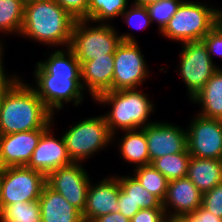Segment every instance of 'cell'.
<instances>
[{"mask_svg": "<svg viewBox=\"0 0 222 222\" xmlns=\"http://www.w3.org/2000/svg\"><path fill=\"white\" fill-rule=\"evenodd\" d=\"M35 68L33 88L53 114L63 109L64 103L72 101L78 106L83 101L81 64L68 47L51 52L49 58L38 62Z\"/></svg>", "mask_w": 222, "mask_h": 222, "instance_id": "1", "label": "cell"}, {"mask_svg": "<svg viewBox=\"0 0 222 222\" xmlns=\"http://www.w3.org/2000/svg\"><path fill=\"white\" fill-rule=\"evenodd\" d=\"M18 78L4 94L0 105V135L46 130L53 114L33 86Z\"/></svg>", "mask_w": 222, "mask_h": 222, "instance_id": "2", "label": "cell"}, {"mask_svg": "<svg viewBox=\"0 0 222 222\" xmlns=\"http://www.w3.org/2000/svg\"><path fill=\"white\" fill-rule=\"evenodd\" d=\"M75 21L55 0L30 1L24 4L20 36L44 45L67 48Z\"/></svg>", "mask_w": 222, "mask_h": 222, "instance_id": "3", "label": "cell"}, {"mask_svg": "<svg viewBox=\"0 0 222 222\" xmlns=\"http://www.w3.org/2000/svg\"><path fill=\"white\" fill-rule=\"evenodd\" d=\"M139 90L106 91L95 99L98 104L112 106L111 111L104 117L110 132L113 134V139L119 129L122 131L138 130L152 123L148 118L153 112L154 104L146 94L142 93V89Z\"/></svg>", "mask_w": 222, "mask_h": 222, "instance_id": "4", "label": "cell"}, {"mask_svg": "<svg viewBox=\"0 0 222 222\" xmlns=\"http://www.w3.org/2000/svg\"><path fill=\"white\" fill-rule=\"evenodd\" d=\"M121 41L137 42L135 36L130 33L118 34L117 29L109 23L91 26L90 20L79 19L74 23L68 48L82 64L96 57L114 54Z\"/></svg>", "mask_w": 222, "mask_h": 222, "instance_id": "5", "label": "cell"}, {"mask_svg": "<svg viewBox=\"0 0 222 222\" xmlns=\"http://www.w3.org/2000/svg\"><path fill=\"white\" fill-rule=\"evenodd\" d=\"M207 5L198 1H182L160 34L181 43L202 41L204 36L222 20V9Z\"/></svg>", "mask_w": 222, "mask_h": 222, "instance_id": "6", "label": "cell"}, {"mask_svg": "<svg viewBox=\"0 0 222 222\" xmlns=\"http://www.w3.org/2000/svg\"><path fill=\"white\" fill-rule=\"evenodd\" d=\"M72 162L82 163L113 141L104 115L85 118L62 135Z\"/></svg>", "mask_w": 222, "mask_h": 222, "instance_id": "7", "label": "cell"}, {"mask_svg": "<svg viewBox=\"0 0 222 222\" xmlns=\"http://www.w3.org/2000/svg\"><path fill=\"white\" fill-rule=\"evenodd\" d=\"M46 185V176L26 166L8 167L0 176V210L18 201L38 200Z\"/></svg>", "mask_w": 222, "mask_h": 222, "instance_id": "8", "label": "cell"}, {"mask_svg": "<svg viewBox=\"0 0 222 222\" xmlns=\"http://www.w3.org/2000/svg\"><path fill=\"white\" fill-rule=\"evenodd\" d=\"M181 45L180 65L177 66L191 100L220 66L214 64L203 41L184 42Z\"/></svg>", "mask_w": 222, "mask_h": 222, "instance_id": "9", "label": "cell"}, {"mask_svg": "<svg viewBox=\"0 0 222 222\" xmlns=\"http://www.w3.org/2000/svg\"><path fill=\"white\" fill-rule=\"evenodd\" d=\"M149 73L138 42L121 41L114 53L112 91L137 89L148 78Z\"/></svg>", "mask_w": 222, "mask_h": 222, "instance_id": "10", "label": "cell"}, {"mask_svg": "<svg viewBox=\"0 0 222 222\" xmlns=\"http://www.w3.org/2000/svg\"><path fill=\"white\" fill-rule=\"evenodd\" d=\"M191 156L222 160V120L197 114L186 129Z\"/></svg>", "mask_w": 222, "mask_h": 222, "instance_id": "11", "label": "cell"}, {"mask_svg": "<svg viewBox=\"0 0 222 222\" xmlns=\"http://www.w3.org/2000/svg\"><path fill=\"white\" fill-rule=\"evenodd\" d=\"M89 175L82 163H72L55 169L46 176V185L61 194L72 206L83 213L86 205Z\"/></svg>", "mask_w": 222, "mask_h": 222, "instance_id": "12", "label": "cell"}, {"mask_svg": "<svg viewBox=\"0 0 222 222\" xmlns=\"http://www.w3.org/2000/svg\"><path fill=\"white\" fill-rule=\"evenodd\" d=\"M145 132L149 164L155 159L184 152L187 149L186 129L167 122H152L142 128Z\"/></svg>", "mask_w": 222, "mask_h": 222, "instance_id": "13", "label": "cell"}, {"mask_svg": "<svg viewBox=\"0 0 222 222\" xmlns=\"http://www.w3.org/2000/svg\"><path fill=\"white\" fill-rule=\"evenodd\" d=\"M52 125L41 135L26 167L39 171L47 176L55 169L72 164L63 137L56 139L52 134Z\"/></svg>", "mask_w": 222, "mask_h": 222, "instance_id": "14", "label": "cell"}, {"mask_svg": "<svg viewBox=\"0 0 222 222\" xmlns=\"http://www.w3.org/2000/svg\"><path fill=\"white\" fill-rule=\"evenodd\" d=\"M94 185L90 182L88 187L86 205L82 213L84 222H91L100 216L119 212V176L104 178Z\"/></svg>", "mask_w": 222, "mask_h": 222, "instance_id": "15", "label": "cell"}, {"mask_svg": "<svg viewBox=\"0 0 222 222\" xmlns=\"http://www.w3.org/2000/svg\"><path fill=\"white\" fill-rule=\"evenodd\" d=\"M202 194L188 177L179 178L168 183L162 206L167 216L190 215L202 205Z\"/></svg>", "mask_w": 222, "mask_h": 222, "instance_id": "16", "label": "cell"}, {"mask_svg": "<svg viewBox=\"0 0 222 222\" xmlns=\"http://www.w3.org/2000/svg\"><path fill=\"white\" fill-rule=\"evenodd\" d=\"M45 130L0 135V149L7 167L26 166Z\"/></svg>", "mask_w": 222, "mask_h": 222, "instance_id": "17", "label": "cell"}, {"mask_svg": "<svg viewBox=\"0 0 222 222\" xmlns=\"http://www.w3.org/2000/svg\"><path fill=\"white\" fill-rule=\"evenodd\" d=\"M114 74V54L107 57L85 61L81 64V80L83 90L88 92L95 100L100 94L112 91V79Z\"/></svg>", "mask_w": 222, "mask_h": 222, "instance_id": "18", "label": "cell"}, {"mask_svg": "<svg viewBox=\"0 0 222 222\" xmlns=\"http://www.w3.org/2000/svg\"><path fill=\"white\" fill-rule=\"evenodd\" d=\"M38 200L42 222H84L82 213L47 185Z\"/></svg>", "mask_w": 222, "mask_h": 222, "instance_id": "19", "label": "cell"}, {"mask_svg": "<svg viewBox=\"0 0 222 222\" xmlns=\"http://www.w3.org/2000/svg\"><path fill=\"white\" fill-rule=\"evenodd\" d=\"M187 177L205 193L222 182V160L191 156Z\"/></svg>", "mask_w": 222, "mask_h": 222, "instance_id": "20", "label": "cell"}, {"mask_svg": "<svg viewBox=\"0 0 222 222\" xmlns=\"http://www.w3.org/2000/svg\"><path fill=\"white\" fill-rule=\"evenodd\" d=\"M201 105L199 115L222 120V69L219 68L190 100Z\"/></svg>", "mask_w": 222, "mask_h": 222, "instance_id": "21", "label": "cell"}, {"mask_svg": "<svg viewBox=\"0 0 222 222\" xmlns=\"http://www.w3.org/2000/svg\"><path fill=\"white\" fill-rule=\"evenodd\" d=\"M125 135L119 140L120 153L124 161L135 167L149 165V152L145 132L142 129L124 130Z\"/></svg>", "mask_w": 222, "mask_h": 222, "instance_id": "22", "label": "cell"}, {"mask_svg": "<svg viewBox=\"0 0 222 222\" xmlns=\"http://www.w3.org/2000/svg\"><path fill=\"white\" fill-rule=\"evenodd\" d=\"M191 155L186 149L184 152L166 155L155 159L151 165L170 182L187 177Z\"/></svg>", "mask_w": 222, "mask_h": 222, "instance_id": "23", "label": "cell"}, {"mask_svg": "<svg viewBox=\"0 0 222 222\" xmlns=\"http://www.w3.org/2000/svg\"><path fill=\"white\" fill-rule=\"evenodd\" d=\"M129 0H89L87 15L84 20H90L91 23L107 24L108 20L121 16L127 9ZM105 21V22H104Z\"/></svg>", "mask_w": 222, "mask_h": 222, "instance_id": "24", "label": "cell"}, {"mask_svg": "<svg viewBox=\"0 0 222 222\" xmlns=\"http://www.w3.org/2000/svg\"><path fill=\"white\" fill-rule=\"evenodd\" d=\"M24 2L22 0H0V32L18 34L24 21Z\"/></svg>", "mask_w": 222, "mask_h": 222, "instance_id": "25", "label": "cell"}, {"mask_svg": "<svg viewBox=\"0 0 222 222\" xmlns=\"http://www.w3.org/2000/svg\"><path fill=\"white\" fill-rule=\"evenodd\" d=\"M119 184L120 188L128 194V198L140 209L163 208L162 202L145 189L134 176H119Z\"/></svg>", "mask_w": 222, "mask_h": 222, "instance_id": "26", "label": "cell"}, {"mask_svg": "<svg viewBox=\"0 0 222 222\" xmlns=\"http://www.w3.org/2000/svg\"><path fill=\"white\" fill-rule=\"evenodd\" d=\"M0 222H42L39 200L4 206L0 210Z\"/></svg>", "mask_w": 222, "mask_h": 222, "instance_id": "27", "label": "cell"}, {"mask_svg": "<svg viewBox=\"0 0 222 222\" xmlns=\"http://www.w3.org/2000/svg\"><path fill=\"white\" fill-rule=\"evenodd\" d=\"M133 176L151 194L155 195L161 202L164 201L169 181L151 164L136 167Z\"/></svg>", "mask_w": 222, "mask_h": 222, "instance_id": "28", "label": "cell"}, {"mask_svg": "<svg viewBox=\"0 0 222 222\" xmlns=\"http://www.w3.org/2000/svg\"><path fill=\"white\" fill-rule=\"evenodd\" d=\"M183 0H161L146 6L151 22H157L159 33L167 26Z\"/></svg>", "mask_w": 222, "mask_h": 222, "instance_id": "29", "label": "cell"}, {"mask_svg": "<svg viewBox=\"0 0 222 222\" xmlns=\"http://www.w3.org/2000/svg\"><path fill=\"white\" fill-rule=\"evenodd\" d=\"M121 17L128 26L137 30L145 29L152 23L146 6L135 3L131 5L130 9H126Z\"/></svg>", "mask_w": 222, "mask_h": 222, "instance_id": "30", "label": "cell"}, {"mask_svg": "<svg viewBox=\"0 0 222 222\" xmlns=\"http://www.w3.org/2000/svg\"><path fill=\"white\" fill-rule=\"evenodd\" d=\"M203 208L222 218V182L202 194Z\"/></svg>", "mask_w": 222, "mask_h": 222, "instance_id": "31", "label": "cell"}, {"mask_svg": "<svg viewBox=\"0 0 222 222\" xmlns=\"http://www.w3.org/2000/svg\"><path fill=\"white\" fill-rule=\"evenodd\" d=\"M202 41L206 45L212 60L214 54L222 57V20L204 36Z\"/></svg>", "mask_w": 222, "mask_h": 222, "instance_id": "32", "label": "cell"}, {"mask_svg": "<svg viewBox=\"0 0 222 222\" xmlns=\"http://www.w3.org/2000/svg\"><path fill=\"white\" fill-rule=\"evenodd\" d=\"M76 20L83 19L87 15L89 0H55Z\"/></svg>", "mask_w": 222, "mask_h": 222, "instance_id": "33", "label": "cell"}, {"mask_svg": "<svg viewBox=\"0 0 222 222\" xmlns=\"http://www.w3.org/2000/svg\"><path fill=\"white\" fill-rule=\"evenodd\" d=\"M166 218L164 208L140 209L130 222H166Z\"/></svg>", "mask_w": 222, "mask_h": 222, "instance_id": "34", "label": "cell"}, {"mask_svg": "<svg viewBox=\"0 0 222 222\" xmlns=\"http://www.w3.org/2000/svg\"><path fill=\"white\" fill-rule=\"evenodd\" d=\"M118 206L119 212L129 219L140 210V207L135 205L134 202L128 198V194H126L121 188L119 190Z\"/></svg>", "mask_w": 222, "mask_h": 222, "instance_id": "35", "label": "cell"}, {"mask_svg": "<svg viewBox=\"0 0 222 222\" xmlns=\"http://www.w3.org/2000/svg\"><path fill=\"white\" fill-rule=\"evenodd\" d=\"M3 56H0V105L4 94L10 88V86L19 78L14 74V76H7L4 65H3ZM10 77V78H9Z\"/></svg>", "mask_w": 222, "mask_h": 222, "instance_id": "36", "label": "cell"}, {"mask_svg": "<svg viewBox=\"0 0 222 222\" xmlns=\"http://www.w3.org/2000/svg\"><path fill=\"white\" fill-rule=\"evenodd\" d=\"M191 215L199 222H222V218L215 216L202 206L197 208Z\"/></svg>", "mask_w": 222, "mask_h": 222, "instance_id": "37", "label": "cell"}, {"mask_svg": "<svg viewBox=\"0 0 222 222\" xmlns=\"http://www.w3.org/2000/svg\"><path fill=\"white\" fill-rule=\"evenodd\" d=\"M91 222H130V219L120 212H115L95 218Z\"/></svg>", "mask_w": 222, "mask_h": 222, "instance_id": "38", "label": "cell"}, {"mask_svg": "<svg viewBox=\"0 0 222 222\" xmlns=\"http://www.w3.org/2000/svg\"><path fill=\"white\" fill-rule=\"evenodd\" d=\"M166 222H199L190 214L182 217L167 216Z\"/></svg>", "mask_w": 222, "mask_h": 222, "instance_id": "39", "label": "cell"}, {"mask_svg": "<svg viewBox=\"0 0 222 222\" xmlns=\"http://www.w3.org/2000/svg\"><path fill=\"white\" fill-rule=\"evenodd\" d=\"M158 1H161V0H134L132 3L147 6L151 3L158 2Z\"/></svg>", "mask_w": 222, "mask_h": 222, "instance_id": "40", "label": "cell"}, {"mask_svg": "<svg viewBox=\"0 0 222 222\" xmlns=\"http://www.w3.org/2000/svg\"><path fill=\"white\" fill-rule=\"evenodd\" d=\"M7 165L4 161L3 155L1 154V149H0V176L5 172L7 169Z\"/></svg>", "mask_w": 222, "mask_h": 222, "instance_id": "41", "label": "cell"}, {"mask_svg": "<svg viewBox=\"0 0 222 222\" xmlns=\"http://www.w3.org/2000/svg\"><path fill=\"white\" fill-rule=\"evenodd\" d=\"M4 45H2V41H1V39H0V56L1 55H4V53H3V49H4V47H3ZM3 53V54H2Z\"/></svg>", "mask_w": 222, "mask_h": 222, "instance_id": "42", "label": "cell"}, {"mask_svg": "<svg viewBox=\"0 0 222 222\" xmlns=\"http://www.w3.org/2000/svg\"><path fill=\"white\" fill-rule=\"evenodd\" d=\"M24 3L30 2V1H34V0H22Z\"/></svg>", "mask_w": 222, "mask_h": 222, "instance_id": "43", "label": "cell"}]
</instances>
